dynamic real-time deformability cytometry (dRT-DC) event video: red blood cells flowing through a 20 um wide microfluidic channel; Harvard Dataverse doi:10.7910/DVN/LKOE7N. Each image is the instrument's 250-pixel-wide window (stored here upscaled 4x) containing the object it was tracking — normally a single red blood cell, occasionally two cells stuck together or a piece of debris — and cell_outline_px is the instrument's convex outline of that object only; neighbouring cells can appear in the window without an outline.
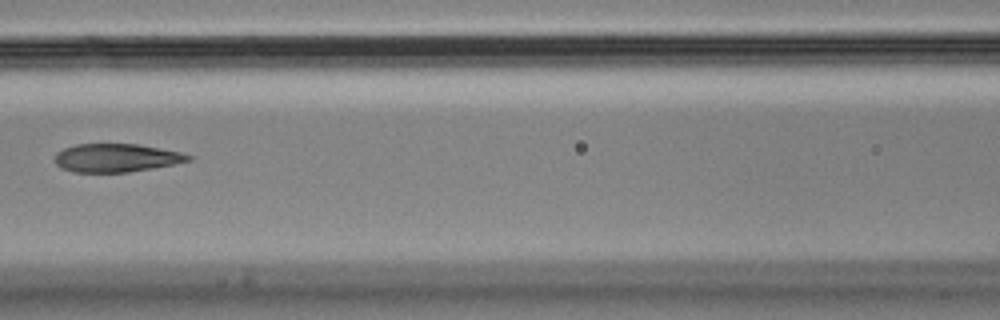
{"species": "Egyptian fruit bat (a non-hibernating species)", "species_latin": "Rousettus aegyptiacus", "temperature_condition": "cold", "stored_images_in_passage": 6, "camera_frame_rate_fps": 3000, "um_per_image_px": 0.085, "animal": {"sex": "male"}, "frame": {"image": 1, "passage_image": 6, "time_ms": 1.667, "image_size_px": [1000, 320], "cell_outline_px": [[192, 160], [152, 168], [128, 172], [72, 172], [60, 168], [56, 164], [56, 152], [64, 148], [76, 144], [140, 144], [180, 152], [192, 156]], "centroid_in_image_um": [9.86, 13.41], "position_along_channel_um": 156.7, "area_um2": 21.96}}